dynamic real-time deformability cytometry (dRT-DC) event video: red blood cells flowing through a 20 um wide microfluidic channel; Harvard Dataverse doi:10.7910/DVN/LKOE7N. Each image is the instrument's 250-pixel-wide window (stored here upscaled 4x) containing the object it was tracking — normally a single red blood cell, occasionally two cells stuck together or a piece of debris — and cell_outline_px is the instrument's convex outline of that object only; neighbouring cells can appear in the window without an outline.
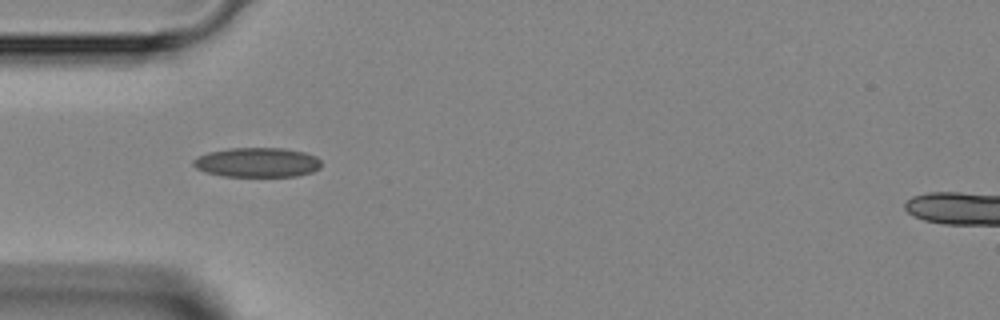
{"species": "Egyptian fruit bat (a non-hibernating species)", "species_latin": "Rousettus aegyptiacus", "temperature_condition": "room temperature", "stored_images_in_passage": 33, "camera_frame_rate_fps": 3000, "um_per_image_px": 0.085, "animal": {"sex": "female"}, "frame": {"image": 1, "passage_image": 1, "time_ms": 0.0, "image_size_px": [1000, 320], "cell_outline_px": [[320, 168], [312, 172], [296, 176], [224, 176], [204, 172], [196, 168], [192, 164], [192, 160], [208, 152], [228, 148], [284, 148], [304, 152], [316, 156], [320, 160]], "centroid_in_image_um": [21.85, 13.8], "position_along_channel_um": 63.1, "area_um2": 22.08}}
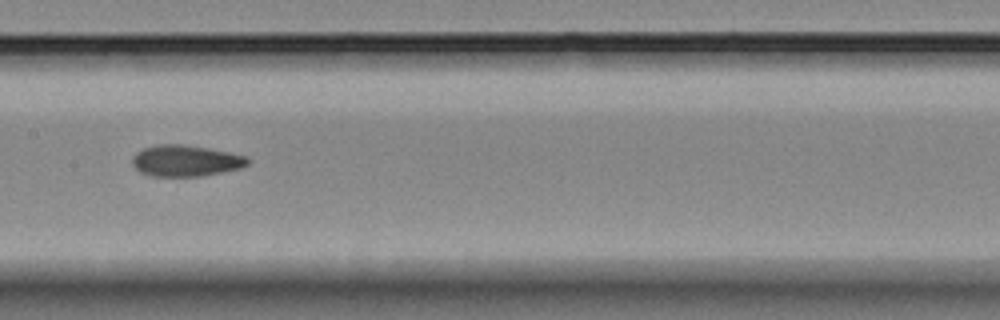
{"frame": {"image": 2, "passage_image": 10, "time_ms": 3.0, "image_size_px": [1000, 320], "cell_outline_px": [[248, 164], [240, 168], [224, 172], [200, 176], [152, 176], [140, 172], [132, 164], [132, 156], [136, 152], [144, 148], [156, 144], [180, 144], [208, 148], [228, 152], [244, 156], [248, 160]], "centroid_in_image_um": [15.74, 13.66], "position_along_channel_um": 191.7, "area_um2": 20.92}}
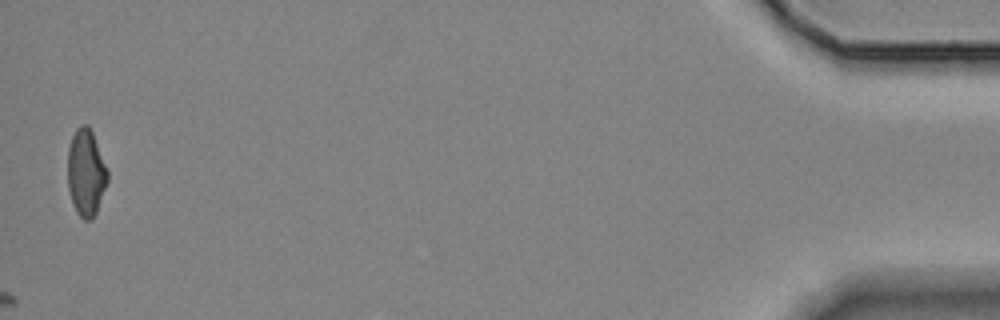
{"frame": {"image": 3, "passage_image": 33, "time_ms": 10.667, "image_size_px": [1000, 320], "cell_outline_px": [[108, 180], [96, 212], [92, 220], [84, 220], [76, 212], [72, 204], [68, 188], [68, 148], [72, 136], [76, 128], [80, 124], [88, 124], [92, 132], [108, 168]], "centroid_in_image_um": [7.31, 14.67], "position_along_channel_um": 427.9, "area_um2": 20.35}}